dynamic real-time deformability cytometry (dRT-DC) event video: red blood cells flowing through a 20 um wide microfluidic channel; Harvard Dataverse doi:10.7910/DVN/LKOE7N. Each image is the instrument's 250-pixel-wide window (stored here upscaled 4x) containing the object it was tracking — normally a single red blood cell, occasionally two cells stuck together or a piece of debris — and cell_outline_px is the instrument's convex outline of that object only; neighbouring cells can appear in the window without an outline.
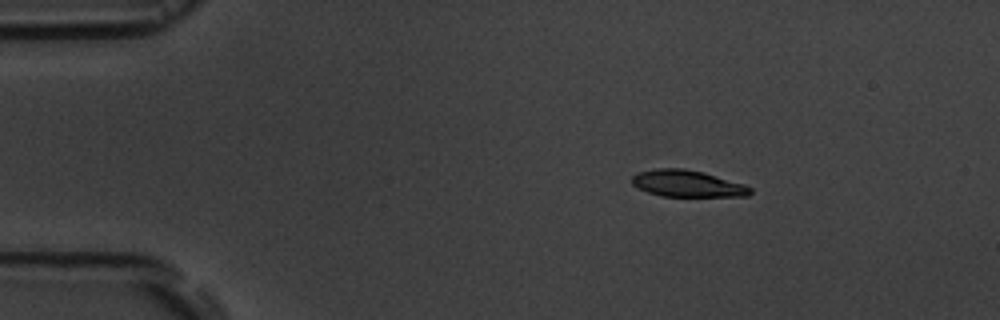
{"species": "common noctule bat (a hibernating species)", "species_latin": "Nyctalus noctula", "temperature_condition": "room temperature", "stored_images_in_passage": 5, "camera_frame_rate_fps": 3000, "um_per_image_px": 0.085, "animal": {"sex": "male", "body_mass_g": 19.5, "forearm_length_mm": 54.6}, "frame": {"image": 1, "passage_image": 3, "time_ms": 3.0, "image_size_px": [1000, 320], "cell_outline_px": [[752, 192], [748, 196], [660, 196], [648, 192], [632, 184], [632, 176], [640, 172], [656, 168], [684, 168], [704, 172], [744, 184], [752, 188]], "centroid_in_image_um": [58.45, 15.6], "position_along_channel_um": 26.6, "area_um2": 18.32}}